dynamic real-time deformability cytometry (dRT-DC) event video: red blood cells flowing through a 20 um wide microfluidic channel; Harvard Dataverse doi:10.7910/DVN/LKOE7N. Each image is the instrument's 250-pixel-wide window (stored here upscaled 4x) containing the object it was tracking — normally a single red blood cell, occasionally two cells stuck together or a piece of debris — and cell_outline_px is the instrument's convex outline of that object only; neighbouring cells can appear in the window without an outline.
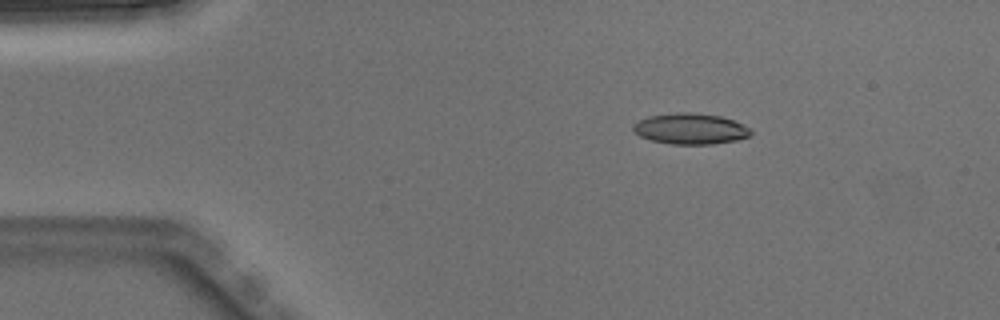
{"species": "Egyptian fruit bat (a non-hibernating species)", "species_latin": "Rousettus aegyptiacus", "temperature_condition": "warm", "stored_images_in_passage": 3, "camera_frame_rate_fps": 3000, "um_per_image_px": 0.085, "animal": {"sex": "male"}, "frame": {"image": 1, "passage_image": 2, "time_ms": 0.333, "image_size_px": [1000, 320], "cell_outline_px": [[752, 132], [748, 136], [736, 140], [712, 144], [672, 144], [652, 140], [640, 136], [632, 128], [640, 120], [648, 116], [676, 112], [692, 112], [720, 116], [732, 120], [748, 128]], "centroid_in_image_um": [58.67, 10.94], "position_along_channel_um": 26.3, "area_um2": 20.81}}